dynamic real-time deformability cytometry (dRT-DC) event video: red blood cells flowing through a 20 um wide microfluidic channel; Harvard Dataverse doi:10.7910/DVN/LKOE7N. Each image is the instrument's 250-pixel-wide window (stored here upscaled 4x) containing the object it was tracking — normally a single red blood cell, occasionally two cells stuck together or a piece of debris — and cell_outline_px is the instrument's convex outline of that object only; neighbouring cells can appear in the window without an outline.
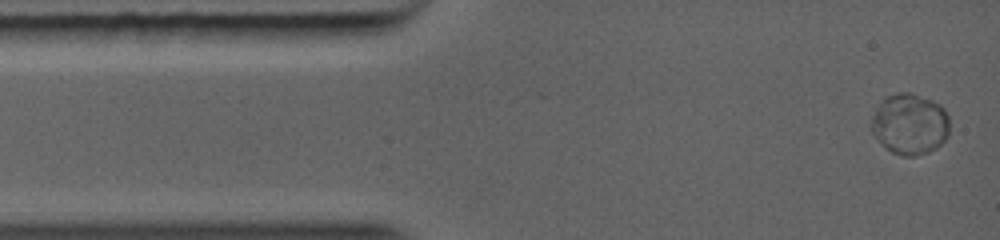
{"species": "common noctule bat (a hibernating species)", "species_latin": "Nyctalus noctula", "temperature_condition": "warm", "stored_images_in_passage": 32, "camera_frame_rate_fps": 5000, "um_per_image_px": 0.085, "animal": {"sex": "female", "body_mass_g": 19.0, "forearm_length_mm": 56.7}, "frame": {"image": 1, "passage_image": 1, "time_ms": 0.0, "image_size_px": [1000, 240], "cell_outline_px": [[948, 136], [936, 148], [928, 152], [916, 156], [900, 156], [892, 152], [872, 132], [872, 116], [880, 104], [888, 96], [896, 92], [908, 92], [932, 100], [940, 104], [944, 108], [948, 116]], "centroid_in_image_um": [77.36, 10.55], "position_along_channel_um": 7.6, "area_um2": 27.4}}
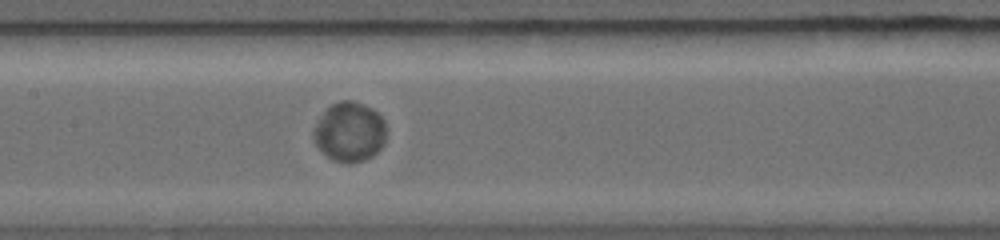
{"frame": {"image": 2, "passage_image": 13, "time_ms": 5.0, "image_size_px": [1000, 240], "cell_outline_px": [[384, 144], [372, 156], [364, 160], [348, 164], [332, 160], [316, 144], [316, 124], [320, 116], [332, 104], [340, 100], [352, 100], [372, 108], [384, 120]], "centroid_in_image_um": [29.74, 11.21], "position_along_channel_um": 177.7, "area_um2": 24.68}}
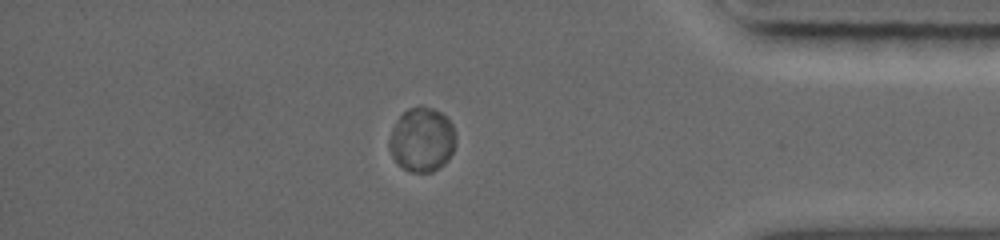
{"frame": {"image": 3, "passage_image": 26, "time_ms": 10.2, "image_size_px": [1000, 240], "cell_outline_px": [[452, 152], [444, 164], [432, 172], [412, 172], [404, 168], [392, 156], [388, 144], [388, 140], [392, 128], [400, 116], [408, 108], [420, 104], [432, 108], [440, 112], [452, 124]], "centroid_in_image_um": [35.81, 11.85], "position_along_channel_um": 399.4, "area_um2": 24.39}}